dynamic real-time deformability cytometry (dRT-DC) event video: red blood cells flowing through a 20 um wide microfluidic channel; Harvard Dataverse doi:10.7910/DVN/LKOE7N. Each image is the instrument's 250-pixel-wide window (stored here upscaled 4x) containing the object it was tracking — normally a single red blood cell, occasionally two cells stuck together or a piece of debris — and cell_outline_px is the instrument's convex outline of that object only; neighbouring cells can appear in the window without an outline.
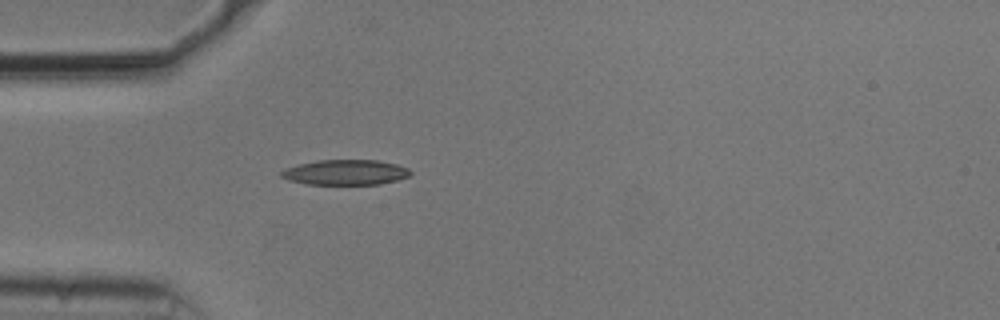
{"species": "common noctule bat (a hibernating species)", "species_latin": "Nyctalus noctula", "temperature_condition": "cold", "stored_images_in_passage": 34, "camera_frame_rate_fps": 3000, "um_per_image_px": 0.085, "animal": {"sex": "male", "body_mass_g": 20.5, "forearm_length_mm": 52.5}, "frame": {"image": 1, "passage_image": 1, "time_ms": 0.0, "image_size_px": [1000, 320], "cell_outline_px": [[412, 176], [380, 184], [308, 184], [288, 180], [280, 176], [280, 172], [288, 168], [300, 164], [316, 160], [376, 160], [396, 164], [408, 168], [412, 172]], "centroid_in_image_um": [29.4, 14.65], "position_along_channel_um": 55.6, "area_um2": 18.9}}
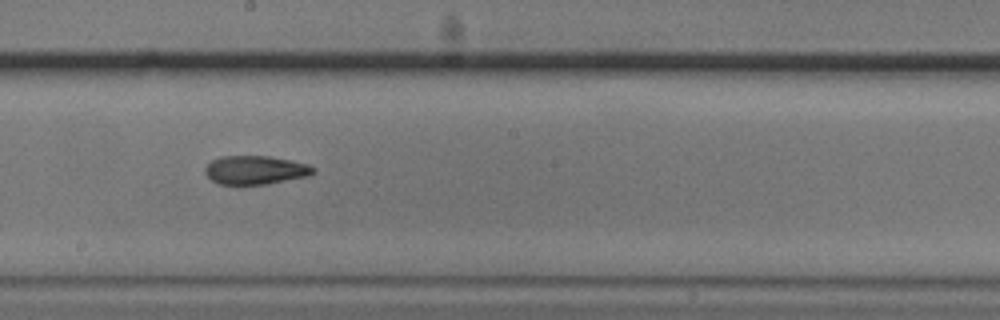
{"frame": {"image": 2, "passage_image": 15, "time_ms": 4.667, "image_size_px": [1000, 320], "cell_outline_px": [[316, 172], [308, 176], [268, 184], [236, 188], [216, 184], [204, 172], [204, 168], [212, 160], [220, 156], [268, 156], [292, 160], [308, 164], [316, 168]], "centroid_in_image_um": [21.67, 14.5], "position_along_channel_um": 226.5, "area_um2": 18.96}}
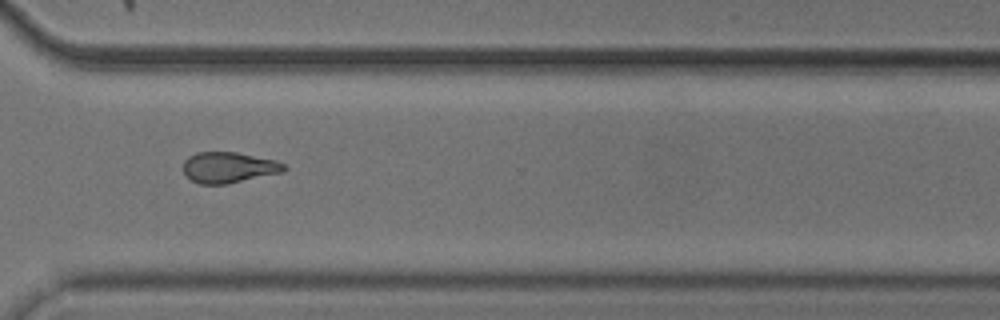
{"frame": {"image": 3, "passage_image": 25, "time_ms": 8.0, "image_size_px": [1000, 320], "cell_outline_px": [[288, 168], [284, 172], [228, 184], [200, 184], [184, 176], [184, 160], [188, 156], [196, 152], [236, 152], [276, 160], [284, 164]], "centroid_in_image_um": [19.44, 14.24], "position_along_channel_um": 351.2, "area_um2": 18.32}, "authors_computed_cell_mechanics": {"area_um2": 18.3804, "velocity_mm_per_s": 3.7609, "shape_relaxation_time_tau1_ms": null, "shape_relaxation_time_tau2_ms": 6.3779, "deformation_change_tau1": null, "deformation_change_tau2": 0.1466}}